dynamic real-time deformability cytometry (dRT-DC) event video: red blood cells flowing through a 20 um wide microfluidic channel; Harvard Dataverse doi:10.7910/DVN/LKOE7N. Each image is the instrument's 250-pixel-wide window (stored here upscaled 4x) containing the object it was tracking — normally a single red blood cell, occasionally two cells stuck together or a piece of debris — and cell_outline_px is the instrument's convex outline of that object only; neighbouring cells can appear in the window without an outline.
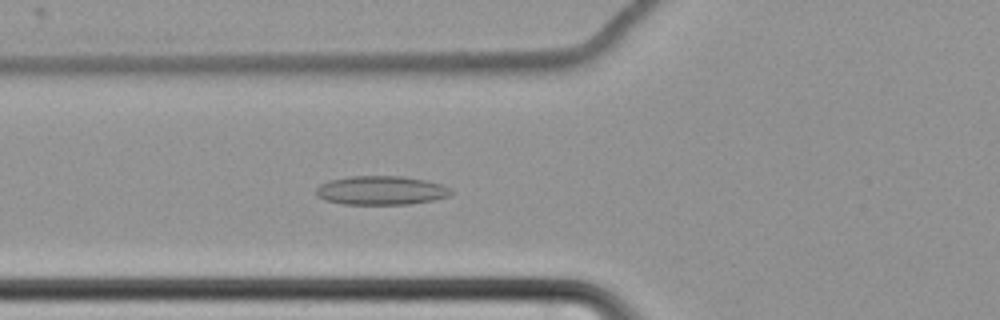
{"species": "common noctule bat (a hibernating species)", "species_latin": "Nyctalus noctula", "temperature_condition": "cold", "stored_images_in_passage": 64, "camera_frame_rate_fps": 3000, "um_per_image_px": 0.085, "animal": {"sex": "female", "body_mass_g": 22.7, "forearm_length_mm": 54.2}, "frame": {"image": 1, "passage_image": 27, "time_ms": 8.667, "image_size_px": [1000, 320], "cell_outline_px": [[456, 192], [448, 196], [432, 200], [408, 204], [344, 204], [324, 200], [316, 196], [316, 188], [320, 184], [328, 180], [352, 176], [404, 176], [424, 180], [440, 184]], "centroid_in_image_um": [32.36, 16.18], "position_along_channel_um": 93.4, "area_um2": 22.72}}
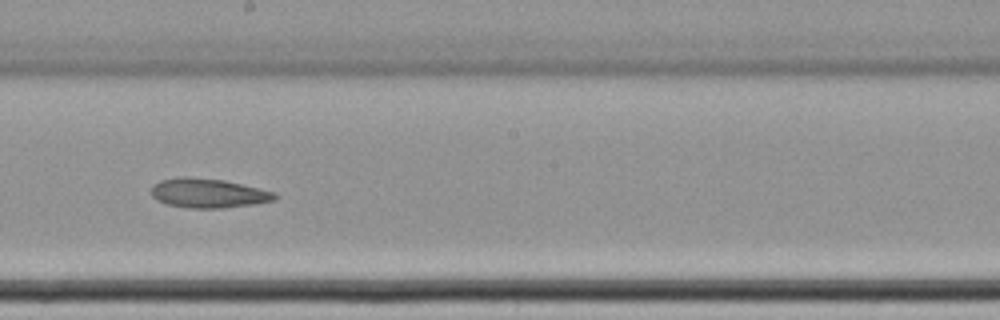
{"frame": {"image": 2, "passage_image": 39, "time_ms": 12.667, "image_size_px": [1000, 320], "cell_outline_px": [[276, 200], [256, 204], [220, 208], [188, 208], [168, 204], [156, 200], [152, 196], [152, 188], [160, 180], [180, 176], [188, 176], [224, 180], [260, 188], [272, 192], [276, 196]], "centroid_in_image_um": [17.69, 16.41], "position_along_channel_um": 230.5, "area_um2": 21.1}}
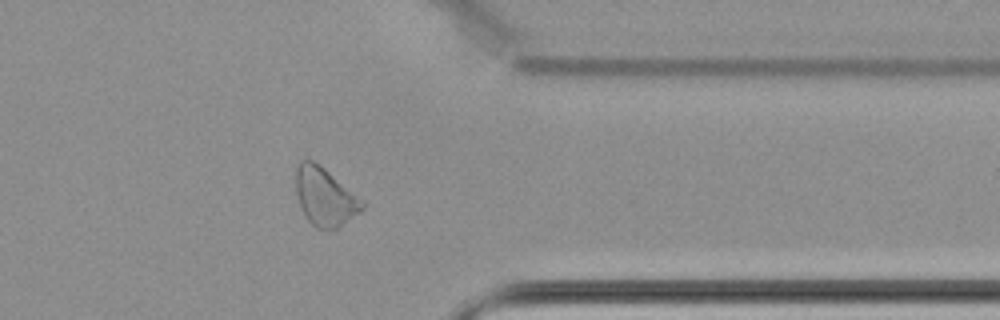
{"frame": {"image": 3, "passage_image": 53, "time_ms": 17.333, "image_size_px": [1000, 320], "cell_outline_px": [[364, 208], [360, 212], [336, 228], [328, 232], [316, 228], [304, 216], [300, 208], [296, 192], [296, 168], [300, 160], [312, 160], [324, 168], [364, 204]], "centroid_in_image_um": [27.55, 16.76], "position_along_channel_um": 383.9, "area_um2": 22.02}}